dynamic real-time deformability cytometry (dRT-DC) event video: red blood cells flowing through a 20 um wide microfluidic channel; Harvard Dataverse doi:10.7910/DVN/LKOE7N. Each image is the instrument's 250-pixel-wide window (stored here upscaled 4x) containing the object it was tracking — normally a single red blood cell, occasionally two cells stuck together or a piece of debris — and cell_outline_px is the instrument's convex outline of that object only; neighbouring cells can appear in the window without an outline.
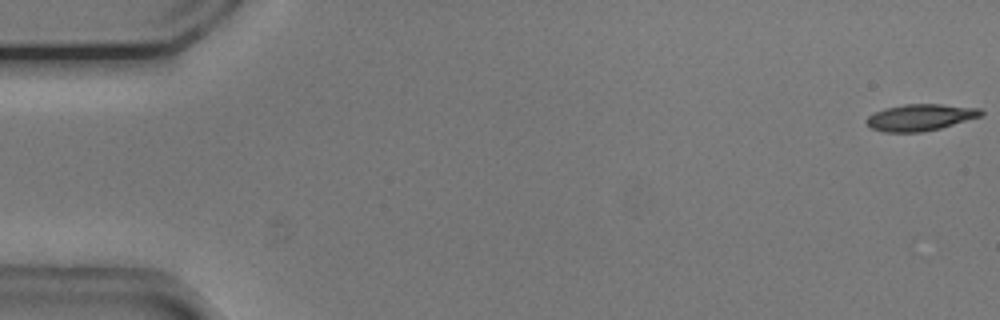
{"species": "common noctule bat (a hibernating species)", "species_latin": "Nyctalus noctula", "temperature_condition": "cold", "stored_images_in_passage": 45, "camera_frame_rate_fps": 3000, "um_per_image_px": 0.085, "animal": {"sex": "male", "body_mass_g": 20.5, "forearm_length_mm": 52.5}, "frame": {"image": 1, "passage_image": 1, "time_ms": 0.0, "image_size_px": [1000, 320], "cell_outline_px": [[984, 112], [980, 116], [940, 128], [920, 132], [884, 132], [872, 128], [864, 120], [868, 116], [884, 108], [904, 104], [940, 104], [980, 108]], "centroid_in_image_um": [78.2, 9.97], "position_along_channel_um": 6.8, "area_um2": 17.57}}
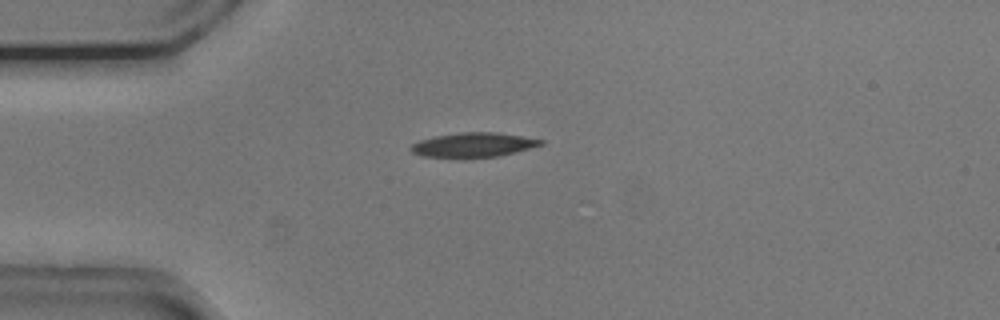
{"frame": {"image": 2, "passage_image": 14, "time_ms": 4.333, "image_size_px": [1000, 320], "cell_outline_px": [[544, 144], [516, 152], [500, 156], [460, 160], [424, 156], [412, 152], [408, 148], [412, 144], [420, 140], [436, 136], [460, 132], [496, 132], [544, 140]], "centroid_in_image_um": [40.2, 12.35], "position_along_channel_um": 44.8, "area_um2": 19.07}}
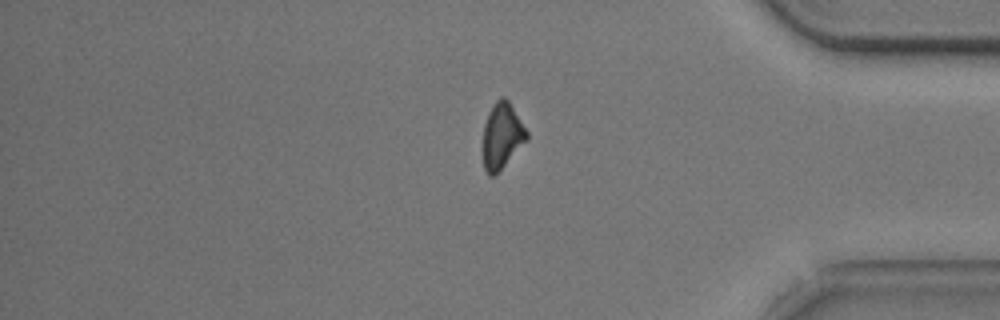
{"frame": {"image": 3, "passage_image": 45, "time_ms": 14.667, "image_size_px": [1000, 320], "cell_outline_px": [[528, 140], [492, 176], [488, 176], [484, 168], [480, 144], [484, 124], [488, 112], [492, 104], [500, 96], [504, 96], [508, 100], [528, 132]], "centroid_in_image_um": [42.61, 11.52], "position_along_channel_um": 392.6, "area_um2": 17.11}, "authors_computed_cell_mechanics": {"area_um2": 18.2648, "velocity_mm_per_s": 3.7614, "shape_relaxation_time_tau1_ms": 2.9336, "shape_relaxation_time_tau2_ms": null, "deformation_change_tau1": 0.1029, "deformation_change_tau2": null}}